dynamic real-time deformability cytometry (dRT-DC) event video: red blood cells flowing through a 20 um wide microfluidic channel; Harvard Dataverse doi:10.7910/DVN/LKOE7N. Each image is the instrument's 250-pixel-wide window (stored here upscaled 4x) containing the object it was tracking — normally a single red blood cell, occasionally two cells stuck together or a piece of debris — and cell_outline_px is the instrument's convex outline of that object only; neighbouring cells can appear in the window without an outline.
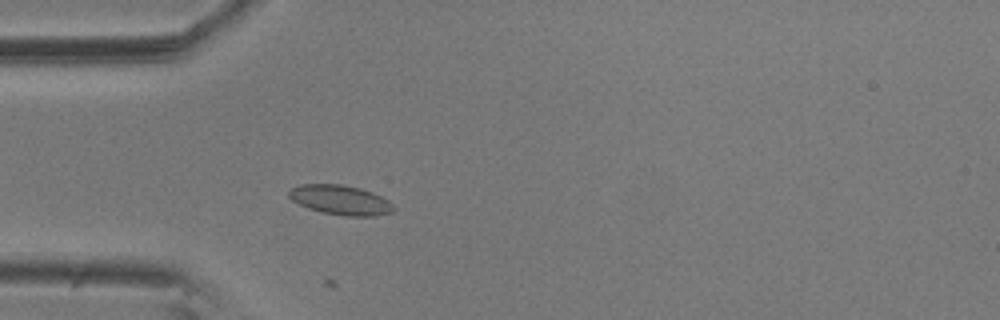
{"species": "common noctule bat (a hibernating species)", "species_latin": "Nyctalus noctula", "temperature_condition": "room temperature", "stored_images_in_passage": 3, "camera_frame_rate_fps": 3000, "um_per_image_px": 0.085, "animal": {"sex": "male", "body_mass_g": 20.5, "forearm_length_mm": 52.5}, "frame": {"image": 1, "passage_image": 3, "time_ms": 0.667, "image_size_px": [1000, 320], "cell_outline_px": [[396, 208], [392, 212], [376, 216], [344, 216], [320, 212], [308, 208], [292, 200], [288, 196], [288, 188], [300, 184], [340, 184], [360, 188], [372, 192], [388, 200]], "centroid_in_image_um": [28.92, 17.0], "position_along_channel_um": 56.1, "area_um2": 18.26}}